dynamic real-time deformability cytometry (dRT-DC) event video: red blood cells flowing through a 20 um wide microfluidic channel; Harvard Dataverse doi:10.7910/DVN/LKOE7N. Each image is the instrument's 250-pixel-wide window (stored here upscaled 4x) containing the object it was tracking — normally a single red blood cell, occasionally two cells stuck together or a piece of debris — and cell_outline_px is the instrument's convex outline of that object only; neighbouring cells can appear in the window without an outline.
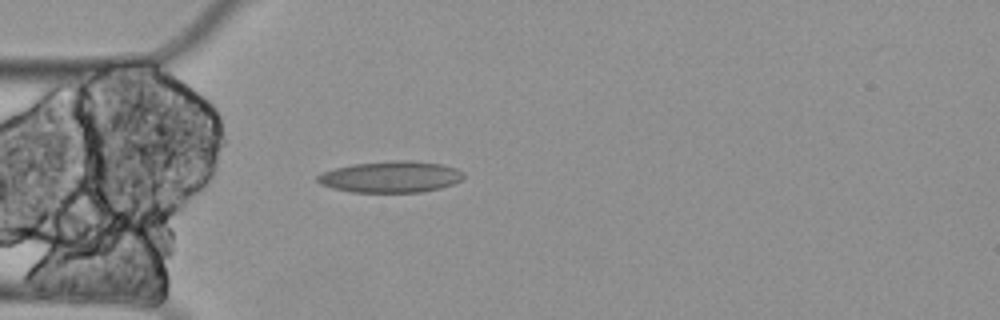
{"species": "Egyptian fruit bat (a non-hibernating species)", "species_latin": "Rousettus aegyptiacus", "temperature_condition": "cold", "stored_images_in_passage": 2, "camera_frame_rate_fps": 3000, "um_per_image_px": 0.085, "animal": {"sex": "female"}, "frame": {"image": 1, "passage_image": 2, "time_ms": 0.333, "image_size_px": [1000, 320], "cell_outline_px": [[464, 176], [460, 180], [452, 184], [440, 188], [420, 192], [352, 192], [332, 188], [320, 184], [316, 180], [316, 176], [324, 172], [336, 168], [352, 164], [392, 160], [412, 160], [440, 164], [456, 168], [464, 172]], "centroid_in_image_um": [33.21, 15.02], "position_along_channel_um": 51.8, "area_um2": 26.7}}